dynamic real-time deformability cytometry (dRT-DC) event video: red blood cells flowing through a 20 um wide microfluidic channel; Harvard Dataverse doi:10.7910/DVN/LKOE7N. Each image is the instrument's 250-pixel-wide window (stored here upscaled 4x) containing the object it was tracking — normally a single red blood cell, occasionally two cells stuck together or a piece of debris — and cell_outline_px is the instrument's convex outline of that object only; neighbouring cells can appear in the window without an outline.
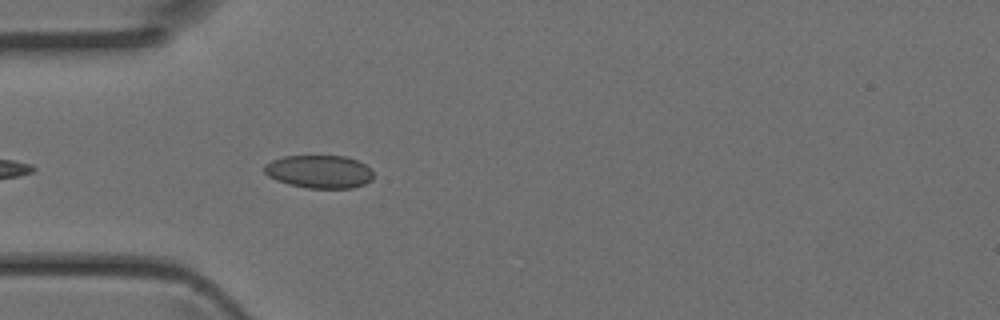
{"species": "Egyptian fruit bat (a non-hibernating species)", "species_latin": "Rousettus aegyptiacus", "temperature_condition": "room temperature", "stored_images_in_passage": 24, "camera_frame_rate_fps": 3000, "um_per_image_px": 0.085, "animal": {"sex": "female"}, "frame": {"image": 1, "passage_image": 4, "time_ms": 1.0, "image_size_px": [1000, 320], "cell_outline_px": [[372, 180], [364, 184], [352, 188], [308, 188], [288, 184], [276, 180], [268, 176], [264, 172], [264, 164], [272, 160], [284, 156], [344, 156], [356, 160], [364, 164], [372, 172]], "centroid_in_image_um": [27.1, 14.59], "position_along_channel_um": 57.9, "area_um2": 20.92}}
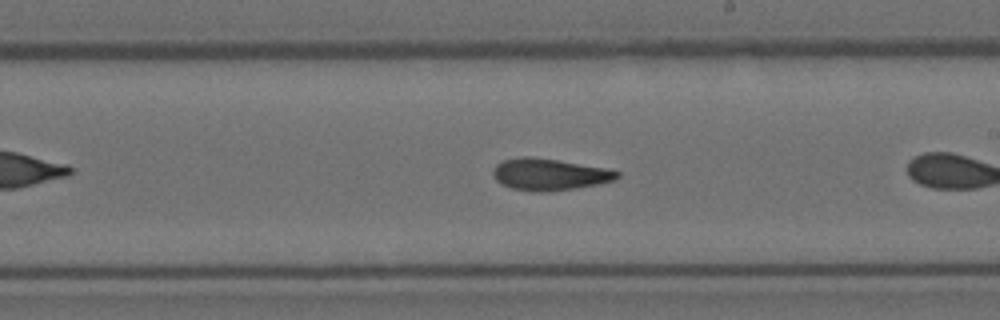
{"frame": {"image": 2, "passage_image": 14, "time_ms": 4.333, "image_size_px": [1000, 320], "cell_outline_px": [[620, 176], [616, 180], [600, 184], [576, 188], [548, 192], [540, 192], [512, 188], [496, 180], [492, 172], [492, 168], [500, 160], [520, 156], [532, 156], [604, 168], [620, 172]], "centroid_in_image_um": [46.68, 14.82], "position_along_channel_um": 242.3, "area_um2": 23.0}}